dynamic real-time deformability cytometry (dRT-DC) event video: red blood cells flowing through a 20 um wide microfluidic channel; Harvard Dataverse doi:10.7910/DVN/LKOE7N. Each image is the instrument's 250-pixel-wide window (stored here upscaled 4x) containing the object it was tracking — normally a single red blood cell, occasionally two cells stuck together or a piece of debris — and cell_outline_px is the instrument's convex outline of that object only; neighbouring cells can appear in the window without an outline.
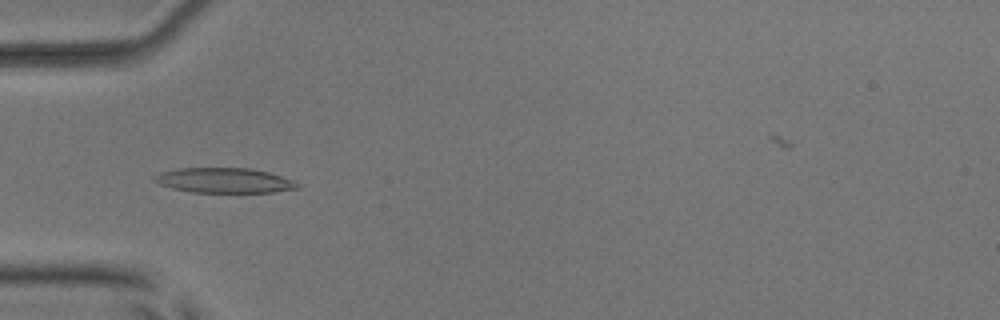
{"species": "common noctule bat (a hibernating species)", "species_latin": "Nyctalus noctula", "temperature_condition": "room temperature", "stored_images_in_passage": 36, "camera_frame_rate_fps": 3000, "um_per_image_px": 0.085, "animal": {"sex": "male", "body_mass_g": 17.9, "forearm_length_mm": 54.2}, "frame": {"image": 1, "passage_image": 1, "time_ms": 0.0, "image_size_px": [1000, 320], "cell_outline_px": [[300, 188], [272, 192], [192, 192], [172, 188], [160, 184], [152, 180], [152, 176], [160, 172], [176, 168], [252, 168], [268, 172], [292, 180], [300, 184]], "centroid_in_image_um": [19.03, 15.33], "position_along_channel_um": 66.0, "area_um2": 20.87}}
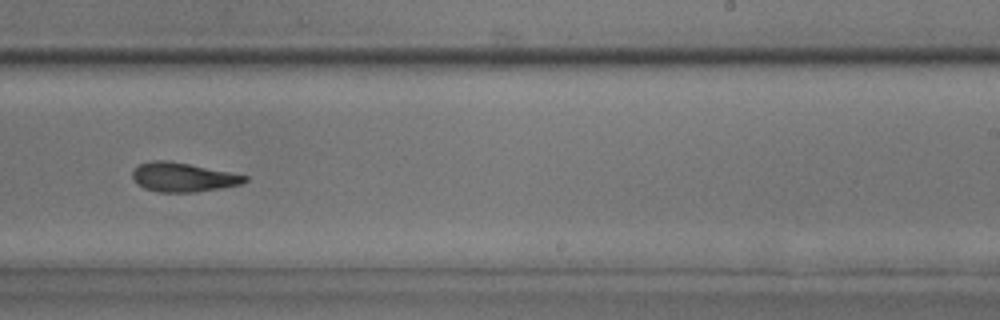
{"frame": {"image": 2, "passage_image": 17, "time_ms": 5.333, "image_size_px": [1000, 320], "cell_outline_px": [[248, 180], [240, 184], [220, 188], [196, 192], [160, 192], [144, 188], [132, 176], [132, 172], [140, 164], [152, 160], [168, 160], [248, 176]], "centroid_in_image_um": [15.55, 15.06], "position_along_channel_um": 273.4, "area_um2": 18.67}}
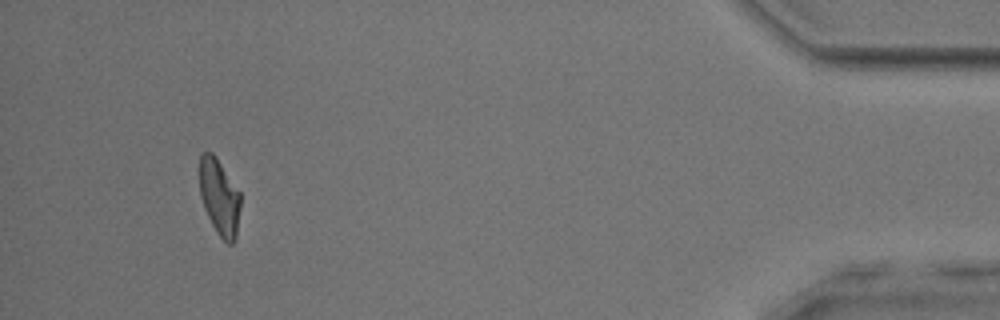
{"frame": {"image": 3, "passage_image": 33, "time_ms": 10.667, "image_size_px": [1000, 320], "cell_outline_px": [[240, 208], [236, 236], [232, 244], [228, 244], [216, 232], [204, 208], [200, 196], [200, 152], [212, 152], [216, 156], [240, 192]], "centroid_in_image_um": [18.65, 16.74], "position_along_channel_um": 416.6, "area_um2": 18.15}, "authors_computed_cell_mechanics": {"area_um2": 19.1896, "velocity_mm_per_s": 3.9297, "shape_relaxation_time_tau1_ms": 8.2717, "shape_relaxation_time_tau2_ms": 5.3469, "deformation_change_tau1": 0.1819, "deformation_change_tau2": 0.1554}}